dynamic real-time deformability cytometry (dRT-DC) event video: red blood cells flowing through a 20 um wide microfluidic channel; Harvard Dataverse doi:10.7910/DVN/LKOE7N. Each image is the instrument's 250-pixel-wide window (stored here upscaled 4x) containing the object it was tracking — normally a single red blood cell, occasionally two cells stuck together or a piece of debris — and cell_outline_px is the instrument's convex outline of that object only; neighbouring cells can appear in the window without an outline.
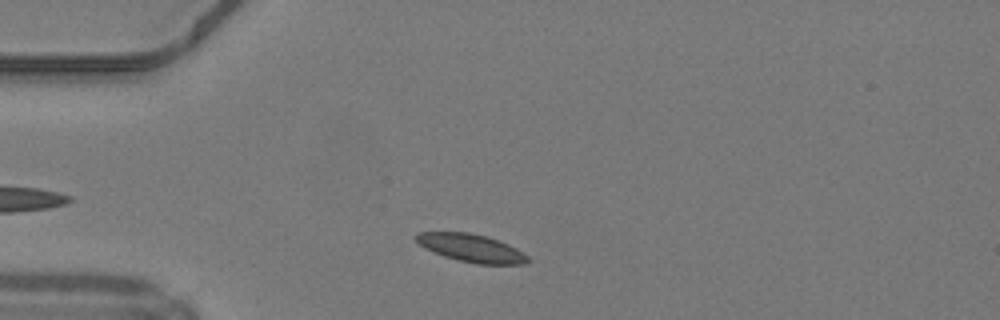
{"species": "common noctule bat (a hibernating species)", "species_latin": "Nyctalus noctula", "temperature_condition": "warm", "stored_images_in_passage": 37, "camera_frame_rate_fps": 3000, "um_per_image_px": 0.085, "animal": {"sex": "male", "body_mass_g": 19.2, "forearm_length_mm": 51.8}, "frame": {"image": 1, "passage_image": 4, "time_ms": 1.0, "image_size_px": [1000, 320], "cell_outline_px": [[532, 260], [524, 264], [476, 264], [444, 256], [424, 248], [412, 236], [416, 232], [468, 232], [484, 236], [508, 244], [516, 248], [528, 256]], "centroid_in_image_um": [40.04, 21.08], "position_along_channel_um": 45.0, "area_um2": 18.09}}
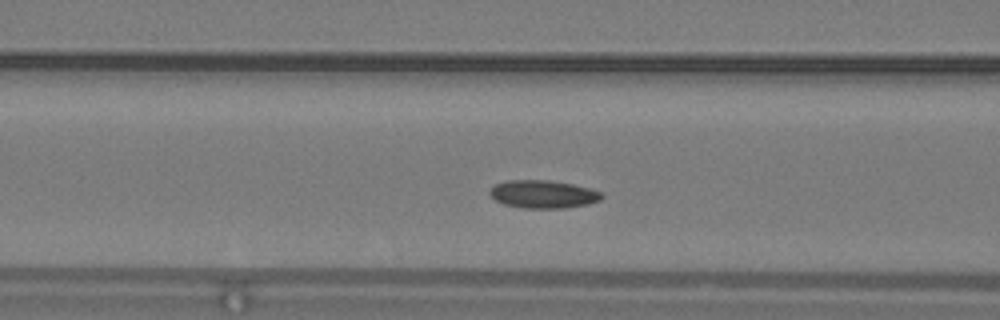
{"frame": {"image": 2, "passage_image": 11, "time_ms": 3.333, "image_size_px": [1000, 320], "cell_outline_px": [[604, 196], [600, 200], [588, 204], [564, 208], [524, 208], [504, 204], [496, 200], [488, 192], [496, 184], [508, 180], [548, 180], [572, 184], [588, 188], [600, 192]], "centroid_in_image_um": [46.17, 16.51], "position_along_channel_um": 120.4, "area_um2": 18.03}}
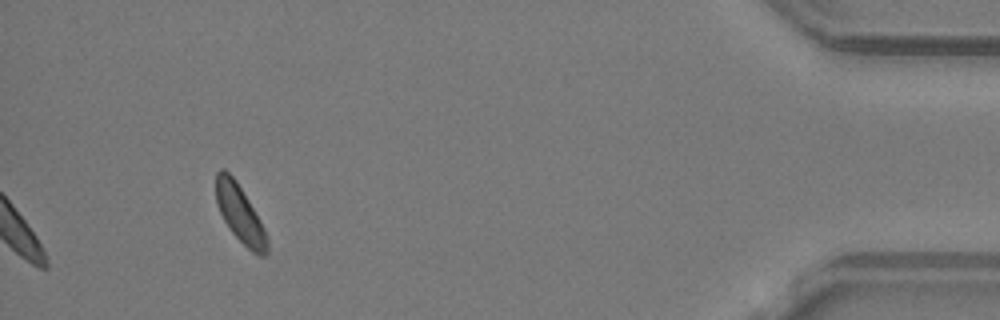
{"frame": {"image": 3, "passage_image": 37, "time_ms": 12.0, "image_size_px": [1000, 320], "cell_outline_px": [[268, 252], [264, 256], [256, 256], [228, 228], [216, 204], [216, 172], [220, 168], [224, 168], [236, 180], [260, 220], [264, 228], [268, 240]], "centroid_in_image_um": [20.39, 18.18], "position_along_channel_um": 414.8, "area_um2": 17.05}, "authors_computed_cell_mechanics": {"area_um2": 17.629, "velocity_mm_per_s": 4.1776, "shape_relaxation_time_tau1_ms": 2.9092, "shape_relaxation_time_tau2_ms": 6.0066, "deformation_change_tau1": 0.0686, "deformation_change_tau2": 0.1278}}